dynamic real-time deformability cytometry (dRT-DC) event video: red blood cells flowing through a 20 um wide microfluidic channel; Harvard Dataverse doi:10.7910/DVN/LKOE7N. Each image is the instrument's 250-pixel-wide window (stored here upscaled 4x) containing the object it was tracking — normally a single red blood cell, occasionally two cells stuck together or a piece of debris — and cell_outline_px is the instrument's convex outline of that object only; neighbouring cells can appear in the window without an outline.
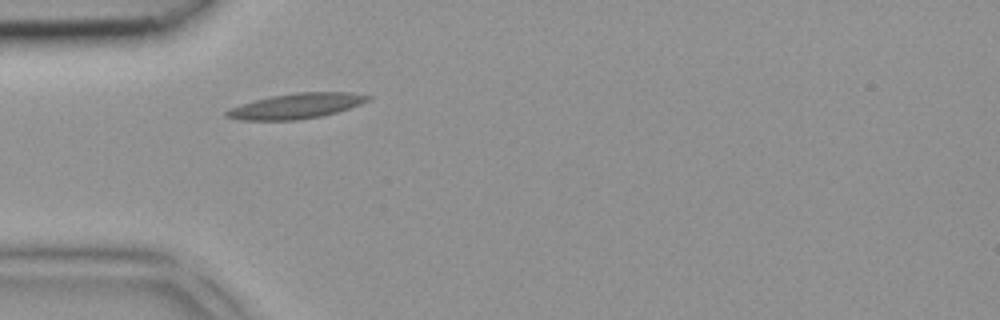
{"species": "common noctule bat (a hibernating species)", "species_latin": "Nyctalus noctula", "temperature_condition": "room temperature", "stored_images_in_passage": 5, "camera_frame_rate_fps": 3000, "um_per_image_px": 0.085, "animal": {"sex": "female", "body_mass_g": 18.4}, "frame": {"image": 1, "passage_image": 3, "time_ms": 0.667, "image_size_px": [1000, 320], "cell_outline_px": [[372, 96], [368, 100], [360, 104], [336, 112], [320, 116], [296, 120], [240, 120], [224, 116], [224, 112], [228, 108], [256, 100], [272, 96], [296, 92], [352, 92]], "centroid_in_image_um": [25.15, 9.01], "position_along_channel_um": 59.8, "area_um2": 20.63}}